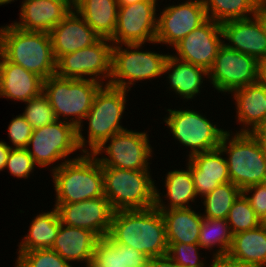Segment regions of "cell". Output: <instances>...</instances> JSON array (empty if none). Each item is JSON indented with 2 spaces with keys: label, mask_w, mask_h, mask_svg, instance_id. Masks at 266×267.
Instances as JSON below:
<instances>
[{
  "label": "cell",
  "mask_w": 266,
  "mask_h": 267,
  "mask_svg": "<svg viewBox=\"0 0 266 267\" xmlns=\"http://www.w3.org/2000/svg\"><path fill=\"white\" fill-rule=\"evenodd\" d=\"M32 132V126L22 115L13 118L8 127V137L14 146L12 148H26Z\"/></svg>",
  "instance_id": "cell-40"
},
{
  "label": "cell",
  "mask_w": 266,
  "mask_h": 267,
  "mask_svg": "<svg viewBox=\"0 0 266 267\" xmlns=\"http://www.w3.org/2000/svg\"><path fill=\"white\" fill-rule=\"evenodd\" d=\"M164 119L171 133L182 145L190 147L189 157L219 148L226 132L213 125L206 116L193 110H167Z\"/></svg>",
  "instance_id": "cell-11"
},
{
  "label": "cell",
  "mask_w": 266,
  "mask_h": 267,
  "mask_svg": "<svg viewBox=\"0 0 266 267\" xmlns=\"http://www.w3.org/2000/svg\"><path fill=\"white\" fill-rule=\"evenodd\" d=\"M233 240V234L226 219L203 218L199 241L201 249L219 246L214 257H227Z\"/></svg>",
  "instance_id": "cell-33"
},
{
  "label": "cell",
  "mask_w": 266,
  "mask_h": 267,
  "mask_svg": "<svg viewBox=\"0 0 266 267\" xmlns=\"http://www.w3.org/2000/svg\"><path fill=\"white\" fill-rule=\"evenodd\" d=\"M12 146L6 144V142L0 141V171L5 169L6 162L8 160L9 153Z\"/></svg>",
  "instance_id": "cell-47"
},
{
  "label": "cell",
  "mask_w": 266,
  "mask_h": 267,
  "mask_svg": "<svg viewBox=\"0 0 266 267\" xmlns=\"http://www.w3.org/2000/svg\"><path fill=\"white\" fill-rule=\"evenodd\" d=\"M165 222L167 243L198 244L203 216L191 208L159 210Z\"/></svg>",
  "instance_id": "cell-28"
},
{
  "label": "cell",
  "mask_w": 266,
  "mask_h": 267,
  "mask_svg": "<svg viewBox=\"0 0 266 267\" xmlns=\"http://www.w3.org/2000/svg\"><path fill=\"white\" fill-rule=\"evenodd\" d=\"M59 165V166H58ZM53 167L55 204H68L104 196L102 165L93 154L83 153Z\"/></svg>",
  "instance_id": "cell-3"
},
{
  "label": "cell",
  "mask_w": 266,
  "mask_h": 267,
  "mask_svg": "<svg viewBox=\"0 0 266 267\" xmlns=\"http://www.w3.org/2000/svg\"><path fill=\"white\" fill-rule=\"evenodd\" d=\"M230 136L226 131L219 145L222 152L228 154L230 182L241 190L266 182V150L250 133L237 132Z\"/></svg>",
  "instance_id": "cell-7"
},
{
  "label": "cell",
  "mask_w": 266,
  "mask_h": 267,
  "mask_svg": "<svg viewBox=\"0 0 266 267\" xmlns=\"http://www.w3.org/2000/svg\"><path fill=\"white\" fill-rule=\"evenodd\" d=\"M242 190L231 182L220 184L212 192L205 195V215L203 218L227 219L229 211Z\"/></svg>",
  "instance_id": "cell-34"
},
{
  "label": "cell",
  "mask_w": 266,
  "mask_h": 267,
  "mask_svg": "<svg viewBox=\"0 0 266 267\" xmlns=\"http://www.w3.org/2000/svg\"><path fill=\"white\" fill-rule=\"evenodd\" d=\"M73 9L101 38L113 37L119 9L117 0H76Z\"/></svg>",
  "instance_id": "cell-26"
},
{
  "label": "cell",
  "mask_w": 266,
  "mask_h": 267,
  "mask_svg": "<svg viewBox=\"0 0 266 267\" xmlns=\"http://www.w3.org/2000/svg\"><path fill=\"white\" fill-rule=\"evenodd\" d=\"M43 79L0 54V96L27 102L43 91Z\"/></svg>",
  "instance_id": "cell-22"
},
{
  "label": "cell",
  "mask_w": 266,
  "mask_h": 267,
  "mask_svg": "<svg viewBox=\"0 0 266 267\" xmlns=\"http://www.w3.org/2000/svg\"><path fill=\"white\" fill-rule=\"evenodd\" d=\"M102 85L89 78L70 79L53 75L43 81L42 92L48 98L57 119L60 120L62 116L63 121H68L66 119L71 116L69 122L77 128V132H81L83 119Z\"/></svg>",
  "instance_id": "cell-5"
},
{
  "label": "cell",
  "mask_w": 266,
  "mask_h": 267,
  "mask_svg": "<svg viewBox=\"0 0 266 267\" xmlns=\"http://www.w3.org/2000/svg\"><path fill=\"white\" fill-rule=\"evenodd\" d=\"M99 239L95 233L88 229L70 227L60 222V228L51 249L68 263L85 261L86 267H89L95 245Z\"/></svg>",
  "instance_id": "cell-23"
},
{
  "label": "cell",
  "mask_w": 266,
  "mask_h": 267,
  "mask_svg": "<svg viewBox=\"0 0 266 267\" xmlns=\"http://www.w3.org/2000/svg\"><path fill=\"white\" fill-rule=\"evenodd\" d=\"M108 236L115 243L130 246L149 258L167 255L165 222L156 207L114 211Z\"/></svg>",
  "instance_id": "cell-1"
},
{
  "label": "cell",
  "mask_w": 266,
  "mask_h": 267,
  "mask_svg": "<svg viewBox=\"0 0 266 267\" xmlns=\"http://www.w3.org/2000/svg\"><path fill=\"white\" fill-rule=\"evenodd\" d=\"M60 228L57 209L37 215L29 228V233L22 239L18 251H33L51 248Z\"/></svg>",
  "instance_id": "cell-31"
},
{
  "label": "cell",
  "mask_w": 266,
  "mask_h": 267,
  "mask_svg": "<svg viewBox=\"0 0 266 267\" xmlns=\"http://www.w3.org/2000/svg\"><path fill=\"white\" fill-rule=\"evenodd\" d=\"M227 257L244 267H265L266 223L234 234Z\"/></svg>",
  "instance_id": "cell-24"
},
{
  "label": "cell",
  "mask_w": 266,
  "mask_h": 267,
  "mask_svg": "<svg viewBox=\"0 0 266 267\" xmlns=\"http://www.w3.org/2000/svg\"><path fill=\"white\" fill-rule=\"evenodd\" d=\"M262 0H203L207 17L222 24L231 20L254 16ZM249 13V14H248ZM249 16V17H248Z\"/></svg>",
  "instance_id": "cell-32"
},
{
  "label": "cell",
  "mask_w": 266,
  "mask_h": 267,
  "mask_svg": "<svg viewBox=\"0 0 266 267\" xmlns=\"http://www.w3.org/2000/svg\"><path fill=\"white\" fill-rule=\"evenodd\" d=\"M146 267H181L179 264L174 262L168 255L160 257L149 258Z\"/></svg>",
  "instance_id": "cell-42"
},
{
  "label": "cell",
  "mask_w": 266,
  "mask_h": 267,
  "mask_svg": "<svg viewBox=\"0 0 266 267\" xmlns=\"http://www.w3.org/2000/svg\"><path fill=\"white\" fill-rule=\"evenodd\" d=\"M257 61L255 57L230 49L223 43L208 71V78L219 92H233L256 83Z\"/></svg>",
  "instance_id": "cell-13"
},
{
  "label": "cell",
  "mask_w": 266,
  "mask_h": 267,
  "mask_svg": "<svg viewBox=\"0 0 266 267\" xmlns=\"http://www.w3.org/2000/svg\"><path fill=\"white\" fill-rule=\"evenodd\" d=\"M78 149L77 128L63 120L34 129L26 147L39 167L64 159Z\"/></svg>",
  "instance_id": "cell-12"
},
{
  "label": "cell",
  "mask_w": 266,
  "mask_h": 267,
  "mask_svg": "<svg viewBox=\"0 0 266 267\" xmlns=\"http://www.w3.org/2000/svg\"><path fill=\"white\" fill-rule=\"evenodd\" d=\"M148 260L145 254L106 236L96 243L89 267H146Z\"/></svg>",
  "instance_id": "cell-27"
},
{
  "label": "cell",
  "mask_w": 266,
  "mask_h": 267,
  "mask_svg": "<svg viewBox=\"0 0 266 267\" xmlns=\"http://www.w3.org/2000/svg\"><path fill=\"white\" fill-rule=\"evenodd\" d=\"M250 134L258 141L264 150H266V120L260 123Z\"/></svg>",
  "instance_id": "cell-43"
},
{
  "label": "cell",
  "mask_w": 266,
  "mask_h": 267,
  "mask_svg": "<svg viewBox=\"0 0 266 267\" xmlns=\"http://www.w3.org/2000/svg\"><path fill=\"white\" fill-rule=\"evenodd\" d=\"M143 44L113 45L112 73L106 84L130 90L134 82L156 78L164 74V66L168 54H159L152 51H139ZM126 80H128L126 82Z\"/></svg>",
  "instance_id": "cell-8"
},
{
  "label": "cell",
  "mask_w": 266,
  "mask_h": 267,
  "mask_svg": "<svg viewBox=\"0 0 266 267\" xmlns=\"http://www.w3.org/2000/svg\"><path fill=\"white\" fill-rule=\"evenodd\" d=\"M15 267H73L51 248L18 251Z\"/></svg>",
  "instance_id": "cell-37"
},
{
  "label": "cell",
  "mask_w": 266,
  "mask_h": 267,
  "mask_svg": "<svg viewBox=\"0 0 266 267\" xmlns=\"http://www.w3.org/2000/svg\"><path fill=\"white\" fill-rule=\"evenodd\" d=\"M224 44L233 50L255 57H266V34L259 20L252 18L231 20L221 24Z\"/></svg>",
  "instance_id": "cell-20"
},
{
  "label": "cell",
  "mask_w": 266,
  "mask_h": 267,
  "mask_svg": "<svg viewBox=\"0 0 266 267\" xmlns=\"http://www.w3.org/2000/svg\"><path fill=\"white\" fill-rule=\"evenodd\" d=\"M49 34L55 60L64 54L88 47L101 38L75 10H72Z\"/></svg>",
  "instance_id": "cell-19"
},
{
  "label": "cell",
  "mask_w": 266,
  "mask_h": 267,
  "mask_svg": "<svg viewBox=\"0 0 266 267\" xmlns=\"http://www.w3.org/2000/svg\"><path fill=\"white\" fill-rule=\"evenodd\" d=\"M163 73H169L167 78L172 91L187 100L193 99L200 93L203 76H209L206 69L182 61L173 55H169L166 59Z\"/></svg>",
  "instance_id": "cell-29"
},
{
  "label": "cell",
  "mask_w": 266,
  "mask_h": 267,
  "mask_svg": "<svg viewBox=\"0 0 266 267\" xmlns=\"http://www.w3.org/2000/svg\"><path fill=\"white\" fill-rule=\"evenodd\" d=\"M109 141L110 144H107ZM102 152H106L108 157L98 158L97 155ZM151 152L152 148L146 132L125 129L105 140L92 154L97 157L102 167L149 171L148 159Z\"/></svg>",
  "instance_id": "cell-10"
},
{
  "label": "cell",
  "mask_w": 266,
  "mask_h": 267,
  "mask_svg": "<svg viewBox=\"0 0 266 267\" xmlns=\"http://www.w3.org/2000/svg\"><path fill=\"white\" fill-rule=\"evenodd\" d=\"M222 37L221 24L208 18L173 46L178 55L173 56L209 71L219 48L224 43Z\"/></svg>",
  "instance_id": "cell-16"
},
{
  "label": "cell",
  "mask_w": 266,
  "mask_h": 267,
  "mask_svg": "<svg viewBox=\"0 0 266 267\" xmlns=\"http://www.w3.org/2000/svg\"><path fill=\"white\" fill-rule=\"evenodd\" d=\"M142 0H117L119 6L132 5L134 3L140 2Z\"/></svg>",
  "instance_id": "cell-48"
},
{
  "label": "cell",
  "mask_w": 266,
  "mask_h": 267,
  "mask_svg": "<svg viewBox=\"0 0 266 267\" xmlns=\"http://www.w3.org/2000/svg\"><path fill=\"white\" fill-rule=\"evenodd\" d=\"M167 255L181 267H206L203 260L199 259V244L167 243Z\"/></svg>",
  "instance_id": "cell-38"
},
{
  "label": "cell",
  "mask_w": 266,
  "mask_h": 267,
  "mask_svg": "<svg viewBox=\"0 0 266 267\" xmlns=\"http://www.w3.org/2000/svg\"><path fill=\"white\" fill-rule=\"evenodd\" d=\"M256 83L266 88V57L257 61V77Z\"/></svg>",
  "instance_id": "cell-44"
},
{
  "label": "cell",
  "mask_w": 266,
  "mask_h": 267,
  "mask_svg": "<svg viewBox=\"0 0 266 267\" xmlns=\"http://www.w3.org/2000/svg\"><path fill=\"white\" fill-rule=\"evenodd\" d=\"M208 267H244L228 257H213L211 266Z\"/></svg>",
  "instance_id": "cell-45"
},
{
  "label": "cell",
  "mask_w": 266,
  "mask_h": 267,
  "mask_svg": "<svg viewBox=\"0 0 266 267\" xmlns=\"http://www.w3.org/2000/svg\"><path fill=\"white\" fill-rule=\"evenodd\" d=\"M160 13L157 17L155 43L162 42L171 46L208 19L203 0H188L170 5Z\"/></svg>",
  "instance_id": "cell-15"
},
{
  "label": "cell",
  "mask_w": 266,
  "mask_h": 267,
  "mask_svg": "<svg viewBox=\"0 0 266 267\" xmlns=\"http://www.w3.org/2000/svg\"><path fill=\"white\" fill-rule=\"evenodd\" d=\"M127 91L105 84L96 92L92 107L84 118L89 121L88 141L82 132H77V142L82 153L92 154L105 140L126 129L120 125V120L125 110ZM86 143L90 147L88 150L84 149Z\"/></svg>",
  "instance_id": "cell-6"
},
{
  "label": "cell",
  "mask_w": 266,
  "mask_h": 267,
  "mask_svg": "<svg viewBox=\"0 0 266 267\" xmlns=\"http://www.w3.org/2000/svg\"><path fill=\"white\" fill-rule=\"evenodd\" d=\"M156 0H142L119 6L115 33L110 41L118 44L155 43L157 30Z\"/></svg>",
  "instance_id": "cell-14"
},
{
  "label": "cell",
  "mask_w": 266,
  "mask_h": 267,
  "mask_svg": "<svg viewBox=\"0 0 266 267\" xmlns=\"http://www.w3.org/2000/svg\"><path fill=\"white\" fill-rule=\"evenodd\" d=\"M112 48L110 39L100 38L88 47L64 54L56 60L55 75L70 79H85L89 76L90 80L104 85L101 80L111 78Z\"/></svg>",
  "instance_id": "cell-9"
},
{
  "label": "cell",
  "mask_w": 266,
  "mask_h": 267,
  "mask_svg": "<svg viewBox=\"0 0 266 267\" xmlns=\"http://www.w3.org/2000/svg\"><path fill=\"white\" fill-rule=\"evenodd\" d=\"M54 206L64 225L88 229L99 238L108 236L114 210L105 196Z\"/></svg>",
  "instance_id": "cell-17"
},
{
  "label": "cell",
  "mask_w": 266,
  "mask_h": 267,
  "mask_svg": "<svg viewBox=\"0 0 266 267\" xmlns=\"http://www.w3.org/2000/svg\"><path fill=\"white\" fill-rule=\"evenodd\" d=\"M0 54L43 80L55 75L56 60L47 32L24 31L12 24L0 27Z\"/></svg>",
  "instance_id": "cell-2"
},
{
  "label": "cell",
  "mask_w": 266,
  "mask_h": 267,
  "mask_svg": "<svg viewBox=\"0 0 266 267\" xmlns=\"http://www.w3.org/2000/svg\"><path fill=\"white\" fill-rule=\"evenodd\" d=\"M25 103L27 106L22 116L30 123L33 130L55 123L58 120L43 92Z\"/></svg>",
  "instance_id": "cell-36"
},
{
  "label": "cell",
  "mask_w": 266,
  "mask_h": 267,
  "mask_svg": "<svg viewBox=\"0 0 266 267\" xmlns=\"http://www.w3.org/2000/svg\"><path fill=\"white\" fill-rule=\"evenodd\" d=\"M72 10L71 0H24L20 21L11 24L24 31L49 33Z\"/></svg>",
  "instance_id": "cell-18"
},
{
  "label": "cell",
  "mask_w": 266,
  "mask_h": 267,
  "mask_svg": "<svg viewBox=\"0 0 266 267\" xmlns=\"http://www.w3.org/2000/svg\"><path fill=\"white\" fill-rule=\"evenodd\" d=\"M35 162L26 148L14 149L11 151L6 162V167L10 174L18 178H28L34 170Z\"/></svg>",
  "instance_id": "cell-39"
},
{
  "label": "cell",
  "mask_w": 266,
  "mask_h": 267,
  "mask_svg": "<svg viewBox=\"0 0 266 267\" xmlns=\"http://www.w3.org/2000/svg\"><path fill=\"white\" fill-rule=\"evenodd\" d=\"M104 196L114 211L155 207L156 186L150 171L102 167Z\"/></svg>",
  "instance_id": "cell-4"
},
{
  "label": "cell",
  "mask_w": 266,
  "mask_h": 267,
  "mask_svg": "<svg viewBox=\"0 0 266 267\" xmlns=\"http://www.w3.org/2000/svg\"><path fill=\"white\" fill-rule=\"evenodd\" d=\"M231 93L237 105V121L244 125L238 133H250L266 120V88L255 83Z\"/></svg>",
  "instance_id": "cell-25"
},
{
  "label": "cell",
  "mask_w": 266,
  "mask_h": 267,
  "mask_svg": "<svg viewBox=\"0 0 266 267\" xmlns=\"http://www.w3.org/2000/svg\"><path fill=\"white\" fill-rule=\"evenodd\" d=\"M14 0H0V5H3V4H8V3H11L13 2Z\"/></svg>",
  "instance_id": "cell-49"
},
{
  "label": "cell",
  "mask_w": 266,
  "mask_h": 267,
  "mask_svg": "<svg viewBox=\"0 0 266 267\" xmlns=\"http://www.w3.org/2000/svg\"><path fill=\"white\" fill-rule=\"evenodd\" d=\"M226 220L233 235L262 224L243 193L233 203Z\"/></svg>",
  "instance_id": "cell-35"
},
{
  "label": "cell",
  "mask_w": 266,
  "mask_h": 267,
  "mask_svg": "<svg viewBox=\"0 0 266 267\" xmlns=\"http://www.w3.org/2000/svg\"><path fill=\"white\" fill-rule=\"evenodd\" d=\"M252 191L253 194L248 196V193H252ZM242 193L249 201L256 217L261 223H266V182L246 187Z\"/></svg>",
  "instance_id": "cell-41"
},
{
  "label": "cell",
  "mask_w": 266,
  "mask_h": 267,
  "mask_svg": "<svg viewBox=\"0 0 266 267\" xmlns=\"http://www.w3.org/2000/svg\"><path fill=\"white\" fill-rule=\"evenodd\" d=\"M254 16L259 20L262 29L266 34V0H262L258 4Z\"/></svg>",
  "instance_id": "cell-46"
},
{
  "label": "cell",
  "mask_w": 266,
  "mask_h": 267,
  "mask_svg": "<svg viewBox=\"0 0 266 267\" xmlns=\"http://www.w3.org/2000/svg\"><path fill=\"white\" fill-rule=\"evenodd\" d=\"M187 170H174L168 172L165 179V189L167 194L165 198L169 200V205L165 206L159 191L156 188L155 207L158 210L190 208L188 203L194 202L197 197L194 189V180L191 169L187 166ZM187 204V205H186Z\"/></svg>",
  "instance_id": "cell-30"
},
{
  "label": "cell",
  "mask_w": 266,
  "mask_h": 267,
  "mask_svg": "<svg viewBox=\"0 0 266 267\" xmlns=\"http://www.w3.org/2000/svg\"><path fill=\"white\" fill-rule=\"evenodd\" d=\"M220 148L189 157L188 166L194 180L196 195L204 197L220 184L230 182L226 158Z\"/></svg>",
  "instance_id": "cell-21"
}]
</instances>
